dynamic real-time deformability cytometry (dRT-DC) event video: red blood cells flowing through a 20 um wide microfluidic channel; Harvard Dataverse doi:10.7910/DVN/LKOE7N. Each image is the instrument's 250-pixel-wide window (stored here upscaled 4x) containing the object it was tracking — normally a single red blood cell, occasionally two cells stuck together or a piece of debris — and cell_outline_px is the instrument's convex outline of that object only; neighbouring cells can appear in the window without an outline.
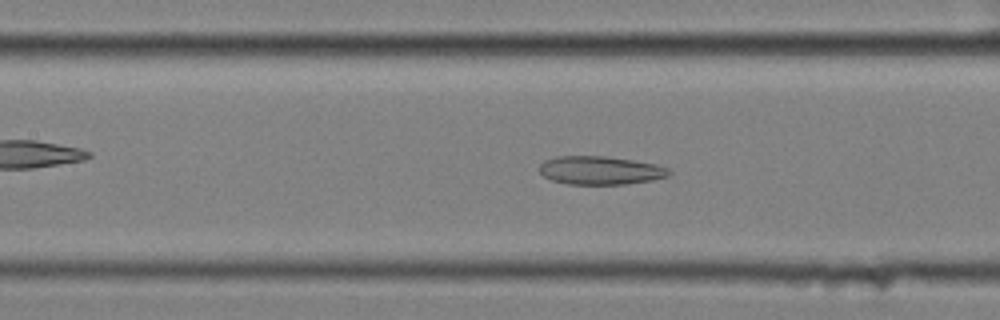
{"species": "common noctule bat (a hibernating species)", "species_latin": "Nyctalus noctula", "temperature_condition": "cold", "stored_images_in_passage": 42, "camera_frame_rate_fps": 3000, "um_per_image_px": 0.085, "animal": {"sex": "female", "body_mass_g": 25.1}, "frame": {"image": 1, "passage_image": 11, "time_ms": 3.333, "image_size_px": [1000, 320], "cell_outline_px": [[672, 172], [668, 176], [652, 180], [624, 184], [568, 184], [552, 180], [544, 176], [540, 172], [540, 164], [544, 160], [556, 156], [604, 156], [632, 160], [656, 164], [668, 168]], "centroid_in_image_um": [51.02, 14.48], "position_along_channel_um": 156.4, "area_um2": 21.39}}
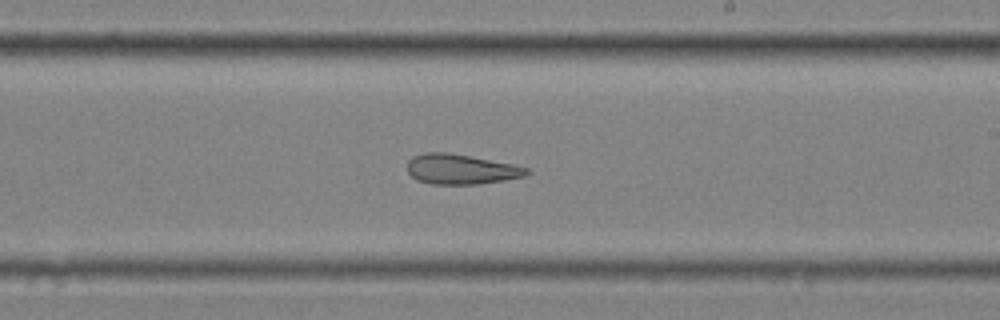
{"frame": {"image": 2, "passage_image": 19, "time_ms": 6.0, "image_size_px": [1000, 320], "cell_outline_px": [[532, 172], [524, 176], [504, 180], [480, 184], [432, 184], [416, 180], [408, 172], [408, 160], [412, 156], [428, 152], [448, 152], [512, 164], [528, 168]], "centroid_in_image_um": [39.17, 14.38], "position_along_channel_um": 249.8, "area_um2": 20.87}}
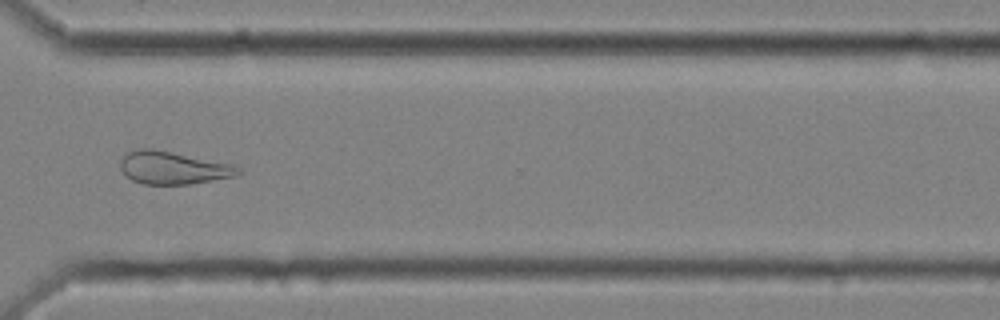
{"frame": {"image": 3, "passage_image": 28, "time_ms": 9.0, "image_size_px": [1000, 320], "cell_outline_px": [[240, 172], [236, 176], [188, 184], [144, 184], [132, 180], [120, 168], [120, 160], [124, 152], [140, 148], [152, 148], [232, 164], [240, 168]], "centroid_in_image_um": [14.66, 14.25], "position_along_channel_um": 355.9, "area_um2": 22.37}, "authors_computed_cell_mechanics": {"area_um2": 22.6287, "velocity_mm_per_s": 3.5089, "shape_relaxation_time_tau1_ms": null, "shape_relaxation_time_tau2_ms": 5.5771, "deformation_change_tau1": null, "deformation_change_tau2": 0.1588}}